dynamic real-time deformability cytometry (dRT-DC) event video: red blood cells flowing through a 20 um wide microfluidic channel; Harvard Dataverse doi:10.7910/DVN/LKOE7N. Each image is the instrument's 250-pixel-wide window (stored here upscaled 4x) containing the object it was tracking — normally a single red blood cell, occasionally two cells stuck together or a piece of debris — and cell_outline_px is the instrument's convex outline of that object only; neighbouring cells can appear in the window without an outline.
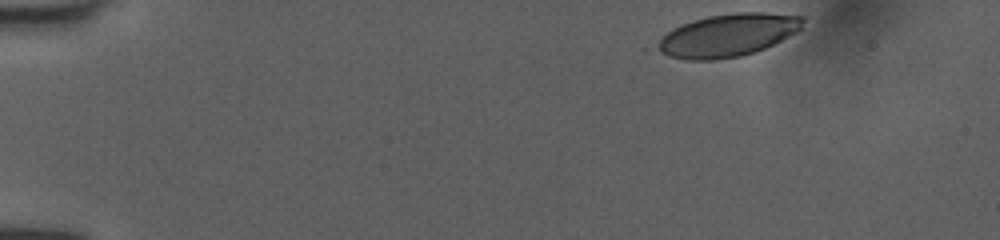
{"species": "human", "species_latin": "Homo sapiens", "temperature_condition": "room temperature", "stored_images_in_passage": 40, "camera_frame_rate_fps": 3000, "um_per_image_px": 0.085, "donor": {"sex": "female"}, "frame": {"image": 1, "passage_image": 1, "time_ms": 0.0, "image_size_px": [1000, 240], "cell_outline_px": [[804, 20], [800, 28], [796, 32], [764, 48], [740, 56], [712, 60], [688, 60], [668, 56], [644, 48], [672, 28], [680, 24], [708, 16], [732, 12], [764, 12], [804, 16]], "centroid_in_image_um": [61.69, 3.0], "position_along_channel_um": 23.3, "area_um2": 36.88}}
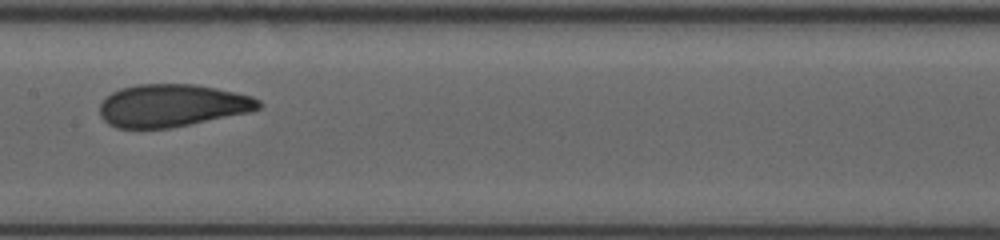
{"frame": {"image": 2, "passage_image": 22, "time_ms": 7.0, "image_size_px": [1000, 240], "cell_outline_px": [[260, 108], [248, 112], [172, 128], [116, 128], [108, 124], [100, 116], [100, 104], [112, 92], [120, 88], [136, 84], [196, 84], [236, 92], [252, 96], [260, 100]], "centroid_in_image_um": [14.61, 8.96], "position_along_channel_um": 192.8, "area_um2": 39.42}}
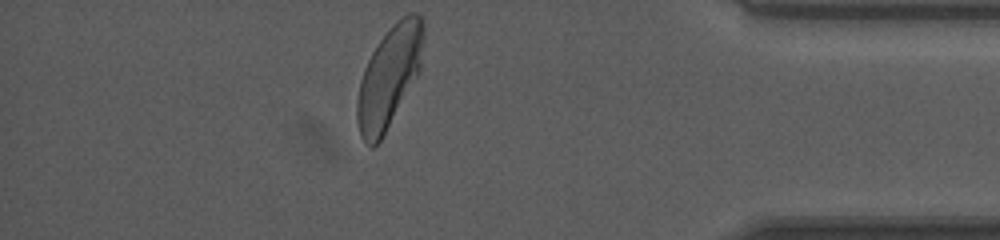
{"frame": {"image": 3, "passage_image": 40, "time_ms": 13.0, "image_size_px": [1000, 240], "cell_outline_px": [[424, 36], [420, 72], [380, 140], [372, 148], [364, 144], [360, 136], [356, 120], [356, 100], [360, 80], [364, 68], [372, 52], [388, 28], [396, 20], [408, 12], [416, 12], [424, 20]], "centroid_in_image_um": [33.08, 6.51], "position_along_channel_um": 402.1, "area_um2": 39.48}, "authors_computed_cell_mechanics": {"area_um2": 39.3618, "velocity_mm_per_s": 3.9939, "shape_relaxation_time_tau1_ms": 4.874, "shape_relaxation_time_tau2_ms": 0.9464, "deformation_change_tau1": 0.1783, "deformation_change_tau2": 0.0758}}